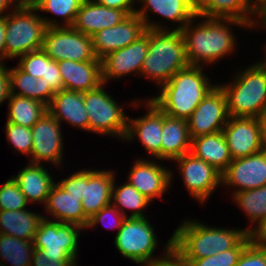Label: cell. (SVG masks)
Wrapping results in <instances>:
<instances>
[{"label": "cell", "instance_id": "1", "mask_svg": "<svg viewBox=\"0 0 266 266\" xmlns=\"http://www.w3.org/2000/svg\"><path fill=\"white\" fill-rule=\"evenodd\" d=\"M233 26L250 28L238 19L207 18L198 14L188 22L181 33L189 66L208 67L235 53L238 45Z\"/></svg>", "mask_w": 266, "mask_h": 266}, {"label": "cell", "instance_id": "2", "mask_svg": "<svg viewBox=\"0 0 266 266\" xmlns=\"http://www.w3.org/2000/svg\"><path fill=\"white\" fill-rule=\"evenodd\" d=\"M206 67L188 66L175 73L149 98L165 114L187 120L208 92L216 85L204 72Z\"/></svg>", "mask_w": 266, "mask_h": 266}, {"label": "cell", "instance_id": "3", "mask_svg": "<svg viewBox=\"0 0 266 266\" xmlns=\"http://www.w3.org/2000/svg\"><path fill=\"white\" fill-rule=\"evenodd\" d=\"M246 234L242 228L209 226L200 219L185 218L173 232V250L182 259H201L233 248Z\"/></svg>", "mask_w": 266, "mask_h": 266}, {"label": "cell", "instance_id": "4", "mask_svg": "<svg viewBox=\"0 0 266 266\" xmlns=\"http://www.w3.org/2000/svg\"><path fill=\"white\" fill-rule=\"evenodd\" d=\"M149 47L140 76L160 88L170 78L189 66L181 30L147 29Z\"/></svg>", "mask_w": 266, "mask_h": 266}, {"label": "cell", "instance_id": "5", "mask_svg": "<svg viewBox=\"0 0 266 266\" xmlns=\"http://www.w3.org/2000/svg\"><path fill=\"white\" fill-rule=\"evenodd\" d=\"M239 71V72H238ZM228 83H219L231 117L261 118L266 112V78L256 63L236 70Z\"/></svg>", "mask_w": 266, "mask_h": 266}, {"label": "cell", "instance_id": "6", "mask_svg": "<svg viewBox=\"0 0 266 266\" xmlns=\"http://www.w3.org/2000/svg\"><path fill=\"white\" fill-rule=\"evenodd\" d=\"M146 217H126L114 238V245L122 257L148 266L165 258L173 250V236L166 241L162 256H154L158 248V235Z\"/></svg>", "mask_w": 266, "mask_h": 266}, {"label": "cell", "instance_id": "7", "mask_svg": "<svg viewBox=\"0 0 266 266\" xmlns=\"http://www.w3.org/2000/svg\"><path fill=\"white\" fill-rule=\"evenodd\" d=\"M33 5H18L6 15V62L42 49L47 29Z\"/></svg>", "mask_w": 266, "mask_h": 266}, {"label": "cell", "instance_id": "8", "mask_svg": "<svg viewBox=\"0 0 266 266\" xmlns=\"http://www.w3.org/2000/svg\"><path fill=\"white\" fill-rule=\"evenodd\" d=\"M104 86L106 84L102 83L99 87L84 92L89 132L124 141L128 130V117L123 105L118 103Z\"/></svg>", "mask_w": 266, "mask_h": 266}, {"label": "cell", "instance_id": "9", "mask_svg": "<svg viewBox=\"0 0 266 266\" xmlns=\"http://www.w3.org/2000/svg\"><path fill=\"white\" fill-rule=\"evenodd\" d=\"M42 50L55 61H101L93 51L92 38L73 27L47 28Z\"/></svg>", "mask_w": 266, "mask_h": 266}, {"label": "cell", "instance_id": "10", "mask_svg": "<svg viewBox=\"0 0 266 266\" xmlns=\"http://www.w3.org/2000/svg\"><path fill=\"white\" fill-rule=\"evenodd\" d=\"M83 230L85 228L77 224L43 218L34 235L33 244L36 249L42 250L44 255H67L78 264V240Z\"/></svg>", "mask_w": 266, "mask_h": 266}, {"label": "cell", "instance_id": "11", "mask_svg": "<svg viewBox=\"0 0 266 266\" xmlns=\"http://www.w3.org/2000/svg\"><path fill=\"white\" fill-rule=\"evenodd\" d=\"M172 162L177 165L184 188L198 203L205 204L213 192L222 187V173L192 153H186Z\"/></svg>", "mask_w": 266, "mask_h": 266}, {"label": "cell", "instance_id": "12", "mask_svg": "<svg viewBox=\"0 0 266 266\" xmlns=\"http://www.w3.org/2000/svg\"><path fill=\"white\" fill-rule=\"evenodd\" d=\"M140 100L134 99L130 102V108L131 106H134L133 108L143 106L147 113L145 112V115L139 118L128 117V130L124 141L131 142L138 138L146 153L151 154L149 158L154 157L158 161L161 160L163 111L149 98L141 102Z\"/></svg>", "mask_w": 266, "mask_h": 266}, {"label": "cell", "instance_id": "13", "mask_svg": "<svg viewBox=\"0 0 266 266\" xmlns=\"http://www.w3.org/2000/svg\"><path fill=\"white\" fill-rule=\"evenodd\" d=\"M60 124L48 111L32 126L33 138L30 160L27 162L53 164L62 168L64 139ZM60 166V167H59Z\"/></svg>", "mask_w": 266, "mask_h": 266}, {"label": "cell", "instance_id": "14", "mask_svg": "<svg viewBox=\"0 0 266 266\" xmlns=\"http://www.w3.org/2000/svg\"><path fill=\"white\" fill-rule=\"evenodd\" d=\"M228 119L227 99L217 83L187 119L190 137L222 131Z\"/></svg>", "mask_w": 266, "mask_h": 266}, {"label": "cell", "instance_id": "15", "mask_svg": "<svg viewBox=\"0 0 266 266\" xmlns=\"http://www.w3.org/2000/svg\"><path fill=\"white\" fill-rule=\"evenodd\" d=\"M136 3L135 14L145 22L147 29L152 30H173V28L162 24L161 20L152 21L153 18H150L152 16L148 14L149 12L160 15L162 20L173 22L172 24L176 26L174 30H181L197 15L196 0H136ZM140 4L142 6L138 8Z\"/></svg>", "mask_w": 266, "mask_h": 266}, {"label": "cell", "instance_id": "16", "mask_svg": "<svg viewBox=\"0 0 266 266\" xmlns=\"http://www.w3.org/2000/svg\"><path fill=\"white\" fill-rule=\"evenodd\" d=\"M134 161L126 181L151 202L156 198L163 201V195L174 181V171L164 164L158 163L156 159L154 161L148 157L147 159L137 157Z\"/></svg>", "mask_w": 266, "mask_h": 266}, {"label": "cell", "instance_id": "17", "mask_svg": "<svg viewBox=\"0 0 266 266\" xmlns=\"http://www.w3.org/2000/svg\"><path fill=\"white\" fill-rule=\"evenodd\" d=\"M148 47L149 36L145 33L128 46L104 56L101 59L103 83L108 85L109 81H117L130 76V74L140 77V70L147 55Z\"/></svg>", "mask_w": 266, "mask_h": 266}, {"label": "cell", "instance_id": "18", "mask_svg": "<svg viewBox=\"0 0 266 266\" xmlns=\"http://www.w3.org/2000/svg\"><path fill=\"white\" fill-rule=\"evenodd\" d=\"M264 185H266V150L233 159L222 173V186L232 188L231 195Z\"/></svg>", "mask_w": 266, "mask_h": 266}, {"label": "cell", "instance_id": "19", "mask_svg": "<svg viewBox=\"0 0 266 266\" xmlns=\"http://www.w3.org/2000/svg\"><path fill=\"white\" fill-rule=\"evenodd\" d=\"M222 133L232 159L247 157L264 150L260 118L229 116Z\"/></svg>", "mask_w": 266, "mask_h": 266}, {"label": "cell", "instance_id": "20", "mask_svg": "<svg viewBox=\"0 0 266 266\" xmlns=\"http://www.w3.org/2000/svg\"><path fill=\"white\" fill-rule=\"evenodd\" d=\"M145 22L137 15H128L113 27L102 29L91 36L93 51L98 59L124 48L146 33Z\"/></svg>", "mask_w": 266, "mask_h": 266}, {"label": "cell", "instance_id": "21", "mask_svg": "<svg viewBox=\"0 0 266 266\" xmlns=\"http://www.w3.org/2000/svg\"><path fill=\"white\" fill-rule=\"evenodd\" d=\"M93 169H84V198L81 203L88 219L111 203L112 186L117 177L112 169Z\"/></svg>", "mask_w": 266, "mask_h": 266}, {"label": "cell", "instance_id": "22", "mask_svg": "<svg viewBox=\"0 0 266 266\" xmlns=\"http://www.w3.org/2000/svg\"><path fill=\"white\" fill-rule=\"evenodd\" d=\"M47 111L61 124L89 132L88 114L84 106V92L60 90L52 98ZM63 121V122H62Z\"/></svg>", "mask_w": 266, "mask_h": 266}, {"label": "cell", "instance_id": "23", "mask_svg": "<svg viewBox=\"0 0 266 266\" xmlns=\"http://www.w3.org/2000/svg\"><path fill=\"white\" fill-rule=\"evenodd\" d=\"M127 16L123 10L102 6L94 0H84L72 27L91 37L102 29L116 26Z\"/></svg>", "mask_w": 266, "mask_h": 266}, {"label": "cell", "instance_id": "24", "mask_svg": "<svg viewBox=\"0 0 266 266\" xmlns=\"http://www.w3.org/2000/svg\"><path fill=\"white\" fill-rule=\"evenodd\" d=\"M81 199L66 192L56 181L48 195L45 208V219L73 223L86 228L89 219L85 216ZM52 216L51 219L49 216Z\"/></svg>", "mask_w": 266, "mask_h": 266}, {"label": "cell", "instance_id": "25", "mask_svg": "<svg viewBox=\"0 0 266 266\" xmlns=\"http://www.w3.org/2000/svg\"><path fill=\"white\" fill-rule=\"evenodd\" d=\"M65 90L86 92L99 87L102 81L101 61H57Z\"/></svg>", "mask_w": 266, "mask_h": 266}, {"label": "cell", "instance_id": "26", "mask_svg": "<svg viewBox=\"0 0 266 266\" xmlns=\"http://www.w3.org/2000/svg\"><path fill=\"white\" fill-rule=\"evenodd\" d=\"M45 166L43 163L28 162L17 175L13 176L30 204L39 202L45 206L51 188L56 183L53 180L55 177Z\"/></svg>", "mask_w": 266, "mask_h": 266}, {"label": "cell", "instance_id": "27", "mask_svg": "<svg viewBox=\"0 0 266 266\" xmlns=\"http://www.w3.org/2000/svg\"><path fill=\"white\" fill-rule=\"evenodd\" d=\"M187 120L169 116L163 112L161 133V160L174 161L191 150Z\"/></svg>", "mask_w": 266, "mask_h": 266}, {"label": "cell", "instance_id": "28", "mask_svg": "<svg viewBox=\"0 0 266 266\" xmlns=\"http://www.w3.org/2000/svg\"><path fill=\"white\" fill-rule=\"evenodd\" d=\"M190 153L221 173L233 160L222 131L193 138Z\"/></svg>", "mask_w": 266, "mask_h": 266}, {"label": "cell", "instance_id": "29", "mask_svg": "<svg viewBox=\"0 0 266 266\" xmlns=\"http://www.w3.org/2000/svg\"><path fill=\"white\" fill-rule=\"evenodd\" d=\"M196 12L207 18L238 19L250 27L254 0H196Z\"/></svg>", "mask_w": 266, "mask_h": 266}, {"label": "cell", "instance_id": "30", "mask_svg": "<svg viewBox=\"0 0 266 266\" xmlns=\"http://www.w3.org/2000/svg\"><path fill=\"white\" fill-rule=\"evenodd\" d=\"M45 216L40 213L22 210L0 211V233L18 239L33 241L40 222Z\"/></svg>", "mask_w": 266, "mask_h": 266}, {"label": "cell", "instance_id": "31", "mask_svg": "<svg viewBox=\"0 0 266 266\" xmlns=\"http://www.w3.org/2000/svg\"><path fill=\"white\" fill-rule=\"evenodd\" d=\"M10 94L35 99L47 107L56 93L44 78L37 79L22 71L18 66L8 67ZM19 89V90H18Z\"/></svg>", "mask_w": 266, "mask_h": 266}, {"label": "cell", "instance_id": "32", "mask_svg": "<svg viewBox=\"0 0 266 266\" xmlns=\"http://www.w3.org/2000/svg\"><path fill=\"white\" fill-rule=\"evenodd\" d=\"M231 198L250 221V225L243 229L251 234L266 219V185L236 192Z\"/></svg>", "mask_w": 266, "mask_h": 266}, {"label": "cell", "instance_id": "33", "mask_svg": "<svg viewBox=\"0 0 266 266\" xmlns=\"http://www.w3.org/2000/svg\"><path fill=\"white\" fill-rule=\"evenodd\" d=\"M6 104H8L7 122L29 128H32L47 112L45 104L24 96L10 94Z\"/></svg>", "mask_w": 266, "mask_h": 266}, {"label": "cell", "instance_id": "34", "mask_svg": "<svg viewBox=\"0 0 266 266\" xmlns=\"http://www.w3.org/2000/svg\"><path fill=\"white\" fill-rule=\"evenodd\" d=\"M84 0H38L33 4L38 12L51 13L54 17H61L59 22L56 18L50 16H40L47 28L50 27H72L77 12ZM63 20V21H62ZM63 22V23H62Z\"/></svg>", "mask_w": 266, "mask_h": 266}, {"label": "cell", "instance_id": "35", "mask_svg": "<svg viewBox=\"0 0 266 266\" xmlns=\"http://www.w3.org/2000/svg\"><path fill=\"white\" fill-rule=\"evenodd\" d=\"M114 180L112 186L111 203L119 209L125 217H146L145 209L148 208L151 201L140 194L128 181L125 180L124 184H117ZM131 210V215L126 213Z\"/></svg>", "mask_w": 266, "mask_h": 266}, {"label": "cell", "instance_id": "36", "mask_svg": "<svg viewBox=\"0 0 266 266\" xmlns=\"http://www.w3.org/2000/svg\"><path fill=\"white\" fill-rule=\"evenodd\" d=\"M34 249L33 241L0 233V266H30Z\"/></svg>", "mask_w": 266, "mask_h": 266}, {"label": "cell", "instance_id": "37", "mask_svg": "<svg viewBox=\"0 0 266 266\" xmlns=\"http://www.w3.org/2000/svg\"><path fill=\"white\" fill-rule=\"evenodd\" d=\"M252 242L247 233L233 248L201 259H183L188 266H235L244 249Z\"/></svg>", "mask_w": 266, "mask_h": 266}, {"label": "cell", "instance_id": "38", "mask_svg": "<svg viewBox=\"0 0 266 266\" xmlns=\"http://www.w3.org/2000/svg\"><path fill=\"white\" fill-rule=\"evenodd\" d=\"M3 129L5 130L6 140L12 148L14 147L13 150L15 149L14 153L18 152V155L22 154L30 158L33 142L31 128L6 121Z\"/></svg>", "mask_w": 266, "mask_h": 266}, {"label": "cell", "instance_id": "39", "mask_svg": "<svg viewBox=\"0 0 266 266\" xmlns=\"http://www.w3.org/2000/svg\"><path fill=\"white\" fill-rule=\"evenodd\" d=\"M8 179L0 187V211L26 209L28 202L17 181L13 176Z\"/></svg>", "mask_w": 266, "mask_h": 266}, {"label": "cell", "instance_id": "40", "mask_svg": "<svg viewBox=\"0 0 266 266\" xmlns=\"http://www.w3.org/2000/svg\"><path fill=\"white\" fill-rule=\"evenodd\" d=\"M126 217L112 203L99 210L92 218L89 219L86 229H95L99 224L108 229L120 230L121 225ZM108 219H111L110 221ZM107 229V228H106Z\"/></svg>", "mask_w": 266, "mask_h": 266}, {"label": "cell", "instance_id": "41", "mask_svg": "<svg viewBox=\"0 0 266 266\" xmlns=\"http://www.w3.org/2000/svg\"><path fill=\"white\" fill-rule=\"evenodd\" d=\"M18 67L37 79L45 78L46 53L40 49L18 57Z\"/></svg>", "mask_w": 266, "mask_h": 266}, {"label": "cell", "instance_id": "42", "mask_svg": "<svg viewBox=\"0 0 266 266\" xmlns=\"http://www.w3.org/2000/svg\"><path fill=\"white\" fill-rule=\"evenodd\" d=\"M235 266H266V247L252 241L244 249Z\"/></svg>", "mask_w": 266, "mask_h": 266}, {"label": "cell", "instance_id": "43", "mask_svg": "<svg viewBox=\"0 0 266 266\" xmlns=\"http://www.w3.org/2000/svg\"><path fill=\"white\" fill-rule=\"evenodd\" d=\"M30 266H76L67 255H44L42 250L34 249Z\"/></svg>", "mask_w": 266, "mask_h": 266}, {"label": "cell", "instance_id": "44", "mask_svg": "<svg viewBox=\"0 0 266 266\" xmlns=\"http://www.w3.org/2000/svg\"><path fill=\"white\" fill-rule=\"evenodd\" d=\"M66 192L84 198V168L57 182Z\"/></svg>", "mask_w": 266, "mask_h": 266}, {"label": "cell", "instance_id": "45", "mask_svg": "<svg viewBox=\"0 0 266 266\" xmlns=\"http://www.w3.org/2000/svg\"><path fill=\"white\" fill-rule=\"evenodd\" d=\"M44 80H46V83L50 85V87L55 92L64 89L63 80L59 72L57 61L51 59L47 55H46V71H45Z\"/></svg>", "mask_w": 266, "mask_h": 266}, {"label": "cell", "instance_id": "46", "mask_svg": "<svg viewBox=\"0 0 266 266\" xmlns=\"http://www.w3.org/2000/svg\"><path fill=\"white\" fill-rule=\"evenodd\" d=\"M249 29L266 31V0H254V15Z\"/></svg>", "mask_w": 266, "mask_h": 266}, {"label": "cell", "instance_id": "47", "mask_svg": "<svg viewBox=\"0 0 266 266\" xmlns=\"http://www.w3.org/2000/svg\"><path fill=\"white\" fill-rule=\"evenodd\" d=\"M96 3L108 8L123 10L127 15L136 12V0H94Z\"/></svg>", "mask_w": 266, "mask_h": 266}, {"label": "cell", "instance_id": "48", "mask_svg": "<svg viewBox=\"0 0 266 266\" xmlns=\"http://www.w3.org/2000/svg\"><path fill=\"white\" fill-rule=\"evenodd\" d=\"M10 95V83L8 68L5 64H0V105L6 103Z\"/></svg>", "mask_w": 266, "mask_h": 266}, {"label": "cell", "instance_id": "49", "mask_svg": "<svg viewBox=\"0 0 266 266\" xmlns=\"http://www.w3.org/2000/svg\"><path fill=\"white\" fill-rule=\"evenodd\" d=\"M148 266H188V264L174 250H172L165 258Z\"/></svg>", "mask_w": 266, "mask_h": 266}, {"label": "cell", "instance_id": "50", "mask_svg": "<svg viewBox=\"0 0 266 266\" xmlns=\"http://www.w3.org/2000/svg\"><path fill=\"white\" fill-rule=\"evenodd\" d=\"M252 241L266 247V219L251 233Z\"/></svg>", "mask_w": 266, "mask_h": 266}, {"label": "cell", "instance_id": "51", "mask_svg": "<svg viewBox=\"0 0 266 266\" xmlns=\"http://www.w3.org/2000/svg\"><path fill=\"white\" fill-rule=\"evenodd\" d=\"M6 16L0 18V64H5L6 61Z\"/></svg>", "mask_w": 266, "mask_h": 266}, {"label": "cell", "instance_id": "52", "mask_svg": "<svg viewBox=\"0 0 266 266\" xmlns=\"http://www.w3.org/2000/svg\"><path fill=\"white\" fill-rule=\"evenodd\" d=\"M18 5L15 0H0V18L5 17L10 9L14 10Z\"/></svg>", "mask_w": 266, "mask_h": 266}, {"label": "cell", "instance_id": "53", "mask_svg": "<svg viewBox=\"0 0 266 266\" xmlns=\"http://www.w3.org/2000/svg\"><path fill=\"white\" fill-rule=\"evenodd\" d=\"M260 123H261L262 145H263L264 150H266V112L260 118Z\"/></svg>", "mask_w": 266, "mask_h": 266}, {"label": "cell", "instance_id": "54", "mask_svg": "<svg viewBox=\"0 0 266 266\" xmlns=\"http://www.w3.org/2000/svg\"><path fill=\"white\" fill-rule=\"evenodd\" d=\"M265 48L264 51H265V55H264V59L263 60H260V61H257L255 62L259 68L263 71V73L265 74V78H266V45L263 47Z\"/></svg>", "mask_w": 266, "mask_h": 266}, {"label": "cell", "instance_id": "55", "mask_svg": "<svg viewBox=\"0 0 266 266\" xmlns=\"http://www.w3.org/2000/svg\"><path fill=\"white\" fill-rule=\"evenodd\" d=\"M19 5H33L38 0H15Z\"/></svg>", "mask_w": 266, "mask_h": 266}]
</instances>
